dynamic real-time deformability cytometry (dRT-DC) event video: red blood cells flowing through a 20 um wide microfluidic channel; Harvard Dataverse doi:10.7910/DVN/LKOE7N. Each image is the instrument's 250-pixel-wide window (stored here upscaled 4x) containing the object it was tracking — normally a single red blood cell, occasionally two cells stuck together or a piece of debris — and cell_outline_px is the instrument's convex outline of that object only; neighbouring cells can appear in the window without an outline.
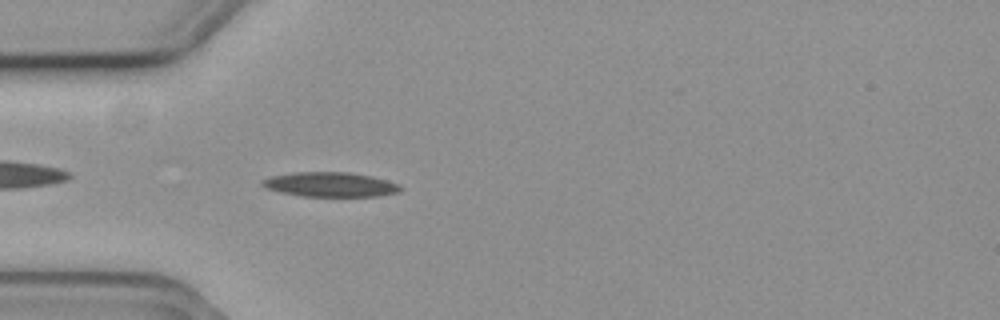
{"species": "common noctule bat (a hibernating species)", "species_latin": "Nyctalus noctula", "temperature_condition": "cold", "stored_images_in_passage": 43, "camera_frame_rate_fps": 3000, "um_per_image_px": 0.085, "animal": {"sex": "female", "body_mass_g": 19.3, "forearm_length_mm": 54.1}, "frame": {"image": 1, "passage_image": 3, "time_ms": 0.667, "image_size_px": [1000, 320], "cell_outline_px": [[404, 188], [400, 192], [380, 196], [300, 196], [280, 192], [264, 188], [260, 184], [260, 180], [272, 176], [292, 172], [348, 172], [372, 176], [396, 184]], "centroid_in_image_um": [28.03, 15.68], "position_along_channel_um": 57.0, "area_um2": 19.88}}
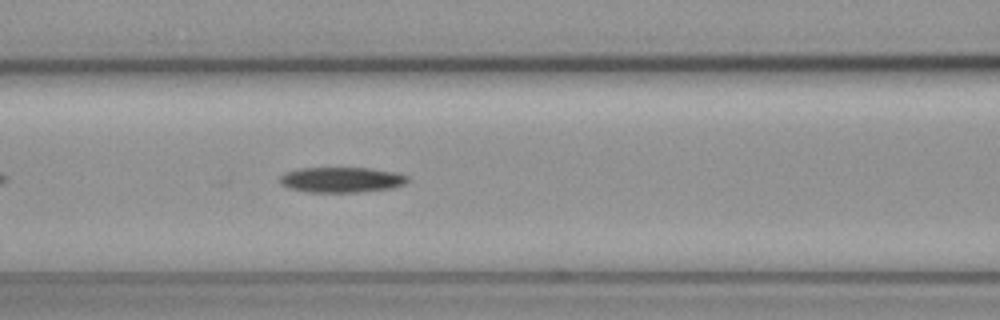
{"frame": {"image": 2, "passage_image": 10, "time_ms": 3.0, "image_size_px": [1000, 320], "cell_outline_px": [[408, 180], [404, 184], [392, 188], [356, 192], [308, 192], [288, 188], [280, 184], [280, 176], [284, 172], [300, 168], [368, 168], [396, 172], [408, 176]], "centroid_in_image_um": [29.0, 15.28], "position_along_channel_um": 137.6, "area_um2": 18.9}}
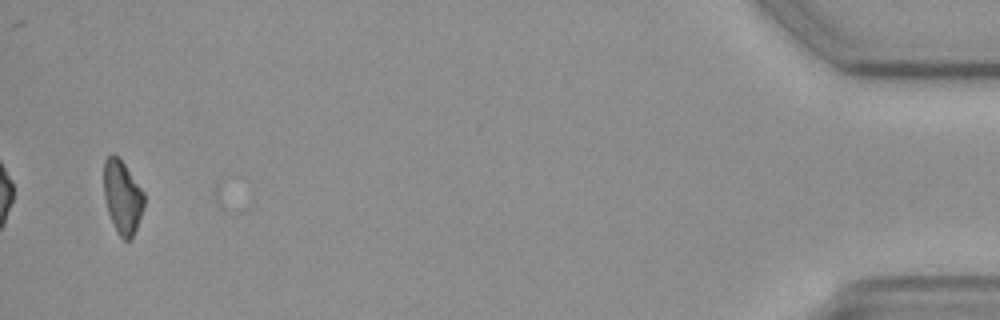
{"frame": {"image": 3, "passage_image": 41, "time_ms": 13.333, "image_size_px": [1000, 320], "cell_outline_px": [[144, 208], [132, 240], [124, 240], [116, 232], [108, 212], [104, 196], [104, 160], [108, 156], [116, 156], [124, 164], [144, 192]], "centroid_in_image_um": [10.41, 16.8], "position_along_channel_um": 424.8, "area_um2": 17.11}, "authors_computed_cell_mechanics": {"area_um2": 18.8428, "velocity_mm_per_s": 3.6908, "shape_relaxation_time_tau1_ms": 4.4973, "shape_relaxation_time_tau2_ms": null, "deformation_change_tau1": 0.1104, "deformation_change_tau2": null}}